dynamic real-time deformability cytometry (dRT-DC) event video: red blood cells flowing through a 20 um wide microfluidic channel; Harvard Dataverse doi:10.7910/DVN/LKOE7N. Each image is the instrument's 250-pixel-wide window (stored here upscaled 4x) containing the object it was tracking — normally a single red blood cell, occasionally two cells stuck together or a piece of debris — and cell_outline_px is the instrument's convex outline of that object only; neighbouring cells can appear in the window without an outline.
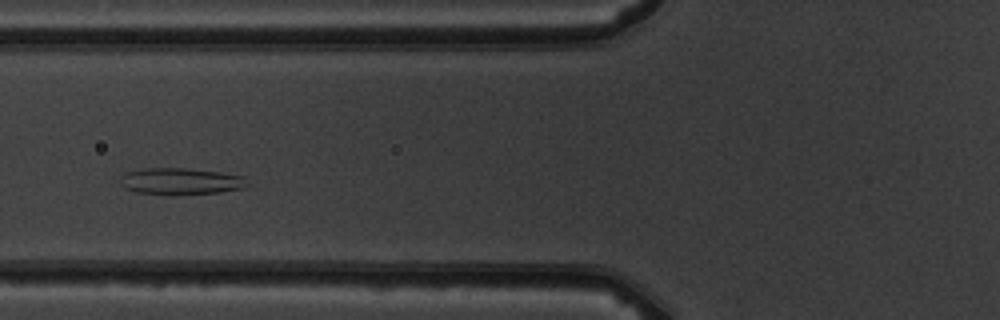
{"species": "common noctule bat (a hibernating species)", "species_latin": "Nyctalus noctula", "temperature_condition": "warm", "stored_images_in_passage": 4, "camera_frame_rate_fps": 3000, "um_per_image_px": 0.085, "animal": {"sex": "male", "body_mass_g": 19.5, "forearm_length_mm": 54.6}, "frame": {"image": 1, "passage_image": 4, "time_ms": 3.333, "image_size_px": [1000, 320], "cell_outline_px": [[248, 184], [244, 188], [220, 192], [172, 196], [168, 196], [136, 192], [124, 188], [120, 184], [120, 176], [124, 172], [144, 168], [184, 168], [220, 172], [244, 176]], "centroid_in_image_um": [15.31, 15.43], "position_along_channel_um": 110.5, "area_um2": 20.23}}